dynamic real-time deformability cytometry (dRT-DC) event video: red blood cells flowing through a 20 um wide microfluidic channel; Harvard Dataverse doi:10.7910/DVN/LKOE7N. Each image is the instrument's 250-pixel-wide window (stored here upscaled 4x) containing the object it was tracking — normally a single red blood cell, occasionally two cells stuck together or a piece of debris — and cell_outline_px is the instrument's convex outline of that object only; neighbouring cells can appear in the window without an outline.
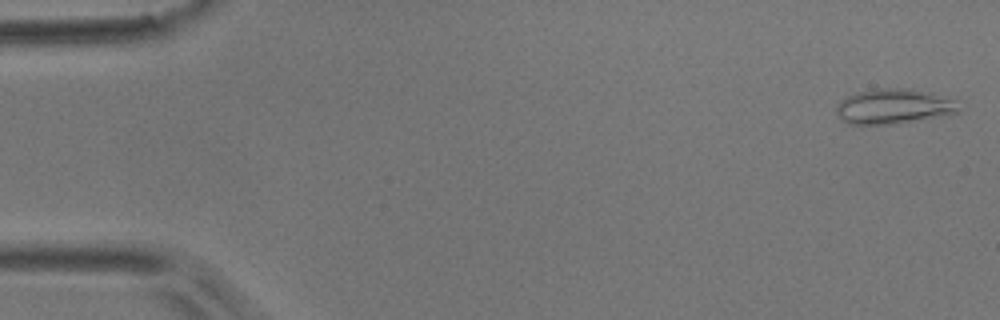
{"species": "common noctule bat (a hibernating species)", "species_latin": "Nyctalus noctula", "temperature_condition": "room temperature", "stored_images_in_passage": 53, "camera_frame_rate_fps": 3000, "um_per_image_px": 0.085, "animal": {"sex": "male", "body_mass_g": 17.9}, "frame": {"image": 1, "passage_image": 2, "time_ms": 0.333, "image_size_px": [1000, 320], "cell_outline_px": [[960, 112], [948, 116], [892, 124], [848, 124], [836, 112], [836, 104], [840, 100], [848, 96], [860, 92], [876, 88], [912, 88], [952, 100]], "centroid_in_image_um": [75.94, 9.06], "position_along_channel_um": 9.1, "area_um2": 24.74}}
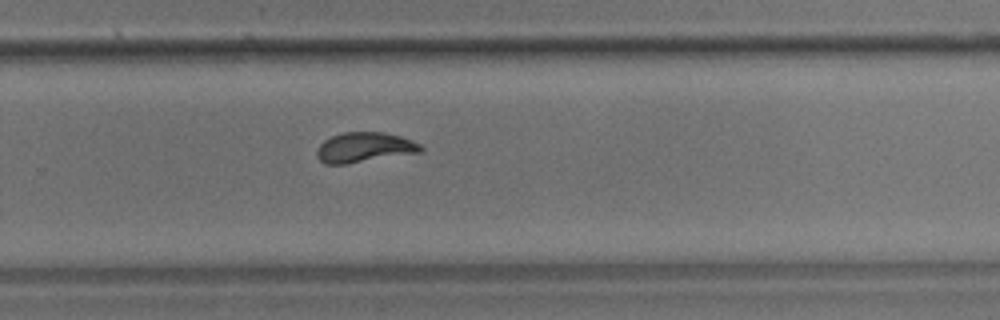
{"frame": {"image": 2, "passage_image": 35, "time_ms": 11.333, "image_size_px": [1000, 320], "cell_outline_px": [[424, 148], [420, 152], [344, 164], [324, 164], [316, 156], [316, 152], [320, 144], [324, 140], [332, 136], [344, 132], [384, 132], [400, 136], [420, 144]], "centroid_in_image_um": [30.95, 12.52], "position_along_channel_um": 298.9, "area_um2": 17.98}}
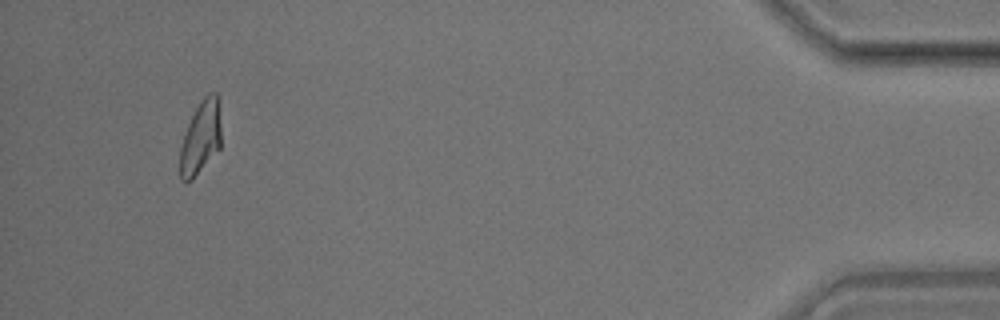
{"frame": {"image": 3, "passage_image": 50, "time_ms": 16.333, "image_size_px": [1000, 320], "cell_outline_px": [[220, 148], [192, 180], [184, 184], [180, 180], [180, 148], [188, 124], [196, 108], [204, 96], [208, 92], [216, 92], [220, 128]], "centroid_in_image_um": [17.03, 11.75], "position_along_channel_um": 418.2, "area_um2": 17.28}, "authors_computed_cell_mechanics": {"area_um2": 18.1492, "velocity_mm_per_s": 3.8129, "shape_relaxation_time_tau1_ms": 4.0597, "shape_relaxation_time_tau2_ms": null, "deformation_change_tau1": 0.1725, "deformation_change_tau2": null}}